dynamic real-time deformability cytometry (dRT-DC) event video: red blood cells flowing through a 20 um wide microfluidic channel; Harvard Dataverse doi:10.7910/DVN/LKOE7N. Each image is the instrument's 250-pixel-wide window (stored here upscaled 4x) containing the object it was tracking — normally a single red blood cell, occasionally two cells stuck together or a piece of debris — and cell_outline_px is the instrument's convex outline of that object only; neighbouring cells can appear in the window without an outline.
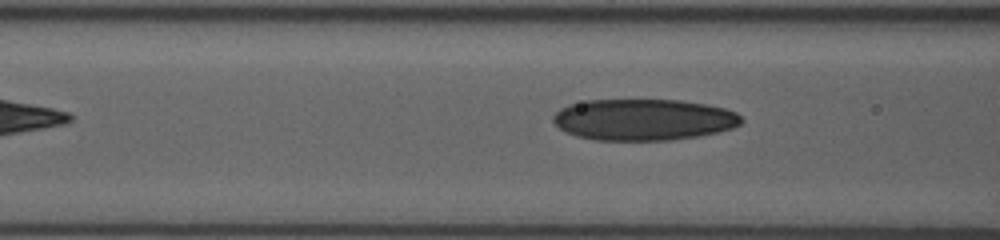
{"species": "human", "species_latin": "Homo sapiens", "temperature_condition": "room temperature", "stored_images_in_passage": 10, "camera_frame_rate_fps": 3000, "um_per_image_px": 0.085, "donor": {"sex": "female"}, "frame": {"image": 1, "passage_image": 5, "time_ms": 1.0, "image_size_px": [1000, 240], "cell_outline_px": [[744, 120], [740, 124], [732, 128], [700, 136], [672, 140], [596, 140], [576, 136], [564, 132], [552, 120], [552, 116], [560, 108], [568, 104], [584, 100], [680, 100], [708, 104], [724, 108], [736, 112]], "centroid_in_image_um": [54.68, 10.16], "position_along_channel_um": 111.9, "area_um2": 45.72}}